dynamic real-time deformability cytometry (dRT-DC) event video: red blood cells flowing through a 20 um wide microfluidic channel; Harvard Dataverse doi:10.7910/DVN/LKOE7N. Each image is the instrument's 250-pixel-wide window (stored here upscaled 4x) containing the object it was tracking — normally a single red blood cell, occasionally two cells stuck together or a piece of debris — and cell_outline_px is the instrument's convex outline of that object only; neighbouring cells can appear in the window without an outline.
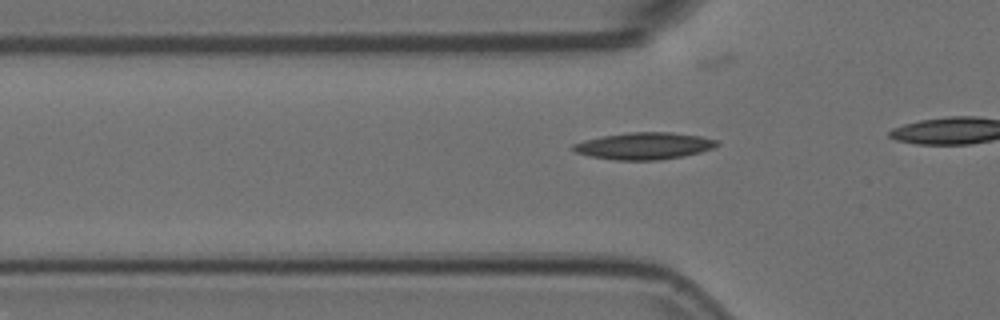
{"species": "Egyptian fruit bat (a non-hibernating species)", "species_latin": "Rousettus aegyptiacus", "temperature_condition": "room temperature", "stored_images_in_passage": 19, "camera_frame_rate_fps": 3000, "um_per_image_px": 0.085, "animal": {"sex": "female"}, "frame": {"image": 1, "passage_image": 13, "time_ms": 4.0, "image_size_px": [1000, 320], "cell_outline_px": [[720, 144], [716, 148], [684, 156], [660, 160], [616, 160], [592, 156], [576, 152], [572, 148], [572, 144], [584, 140], [600, 136], [628, 132], [672, 132], [700, 136], [716, 140]], "centroid_in_image_um": [54.78, 12.4], "position_along_channel_um": 71.0, "area_um2": 22.66}}
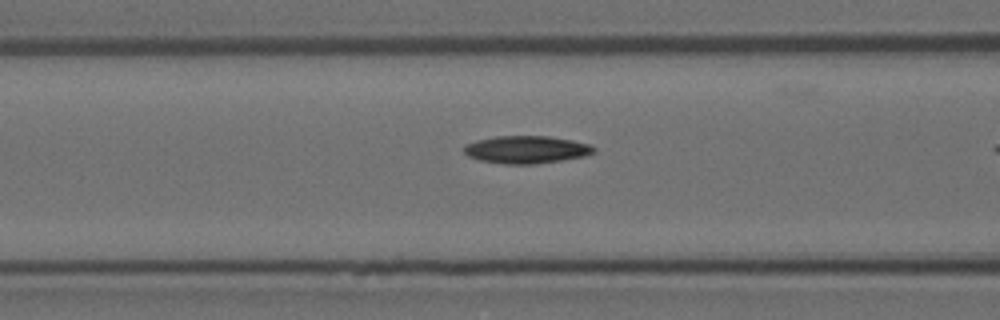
{"frame": {"image": 2, "passage_image": 17, "time_ms": 5.333, "image_size_px": [1000, 320], "cell_outline_px": [[596, 152], [584, 156], [560, 160], [532, 164], [508, 164], [480, 160], [468, 156], [464, 152], [464, 144], [476, 140], [496, 136], [548, 136], [572, 140], [588, 144], [596, 148]], "centroid_in_image_um": [44.73, 12.7], "position_along_channel_um": 121.9, "area_um2": 20.75}}